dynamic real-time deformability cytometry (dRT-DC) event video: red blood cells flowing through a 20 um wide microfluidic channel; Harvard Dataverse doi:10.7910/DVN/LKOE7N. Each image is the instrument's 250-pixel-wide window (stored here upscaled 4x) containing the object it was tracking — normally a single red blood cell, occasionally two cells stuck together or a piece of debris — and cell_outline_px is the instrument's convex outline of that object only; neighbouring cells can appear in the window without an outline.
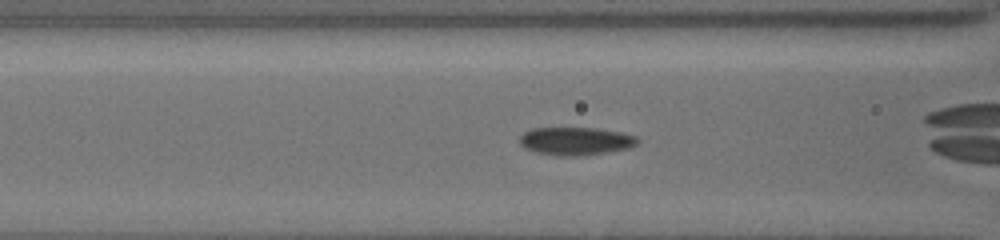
{"species": "common noctule bat (a hibernating species)", "species_latin": "Nyctalus noctula", "temperature_condition": "cold", "stored_images_in_passage": 38, "camera_frame_rate_fps": 3000, "um_per_image_px": 0.085, "animal": {"sex": "female", "body_mass_g": 19.5, "forearm_length_mm": 54.1}, "frame": {"image": 1, "passage_image": 3, "time_ms": 0.667, "image_size_px": [1000, 240], "cell_outline_px": [[640, 140], [636, 144], [628, 148], [580, 156], [556, 156], [536, 152], [524, 148], [520, 144], [520, 136], [524, 132], [532, 128], [596, 128], [620, 132], [636, 136]], "centroid_in_image_um": [48.9, 11.99], "position_along_channel_um": 117.7, "area_um2": 19.19}}
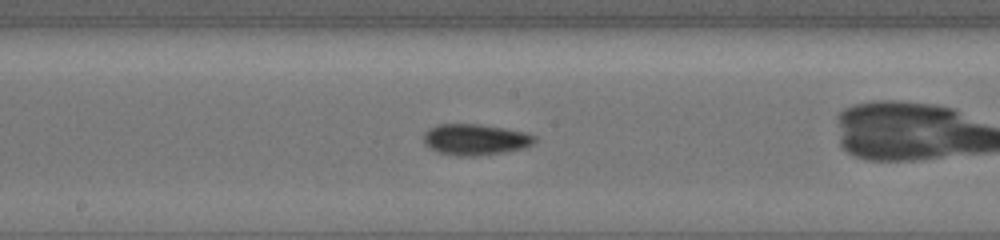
{"frame": {"image": 2, "passage_image": 11, "time_ms": 3.0, "image_size_px": [1000, 240], "cell_outline_px": [[536, 140], [532, 144], [524, 148], [504, 152], [476, 156], [456, 156], [436, 152], [428, 148], [424, 144], [424, 132], [428, 128], [440, 124], [476, 124], [504, 128], [524, 132], [536, 136]], "centroid_in_image_um": [40.36, 11.87], "position_along_channel_um": 207.8, "area_um2": 20.23}}
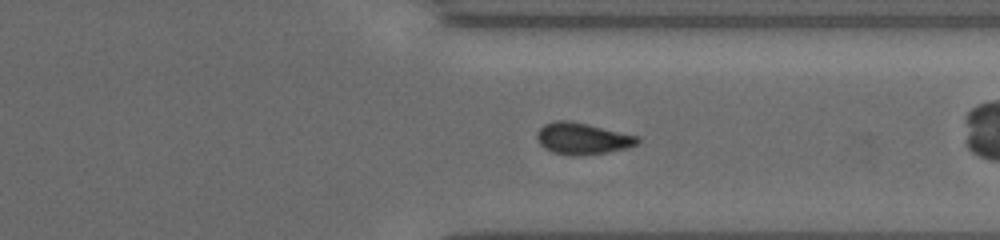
{"frame": {"image": 3, "passage_image": 25, "time_ms": 7.0, "image_size_px": [1000, 240], "cell_outline_px": [[640, 140], [636, 144], [628, 148], [608, 152], [576, 156], [572, 156], [552, 152], [544, 148], [540, 144], [536, 136], [536, 132], [544, 124], [556, 120], [568, 120], [640, 136]], "centroid_in_image_um": [49.5, 11.78], "position_along_channel_um": 361.9, "area_um2": 18.55}}